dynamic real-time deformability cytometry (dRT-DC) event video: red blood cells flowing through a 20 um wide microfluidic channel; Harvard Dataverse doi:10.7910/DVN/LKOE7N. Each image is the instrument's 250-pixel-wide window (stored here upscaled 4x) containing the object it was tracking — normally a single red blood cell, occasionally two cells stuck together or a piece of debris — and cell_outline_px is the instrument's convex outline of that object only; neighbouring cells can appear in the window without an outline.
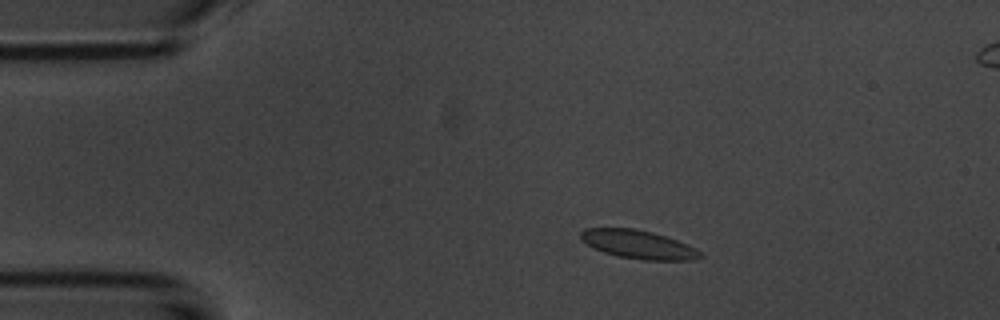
{"species": "common noctule bat (a hibernating species)", "species_latin": "Nyctalus noctula", "temperature_condition": "room temperature", "stored_images_in_passage": 46, "camera_frame_rate_fps": 3000, "um_per_image_px": 0.085, "animal": {"sex": "male", "body_mass_g": 20.1, "forearm_length_mm": 53.5}, "frame": {"image": 1, "passage_image": 1, "time_ms": 0.0, "image_size_px": [1000, 320], "cell_outline_px": [[704, 256], [692, 260], [644, 260], [620, 256], [604, 252], [580, 240], [580, 232], [584, 228], [636, 228], [652, 232], [688, 244], [696, 248]], "centroid_in_image_um": [54.26, 20.77], "position_along_channel_um": 30.7, "area_um2": 19.71}}
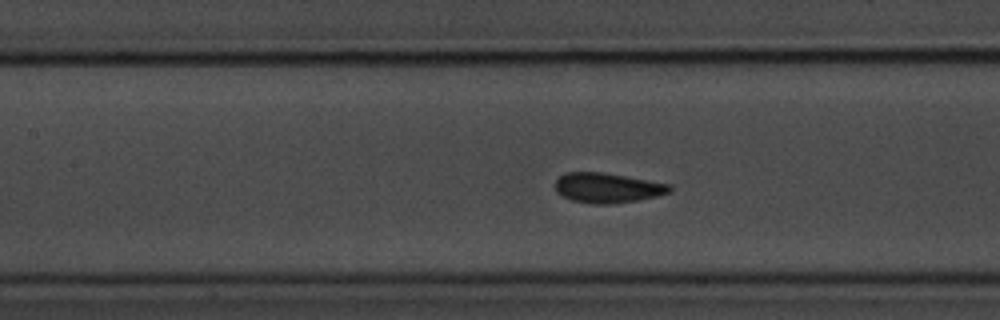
{"frame": {"image": 2, "passage_image": 15, "time_ms": 4.667, "image_size_px": [1000, 320], "cell_outline_px": [[672, 192], [656, 196], [636, 200], [612, 204], [588, 204], [572, 200], [556, 192], [556, 180], [560, 176], [568, 172], [604, 172], [672, 184]], "centroid_in_image_um": [51.66, 15.96], "position_along_channel_um": 155.7, "area_um2": 20.06}}
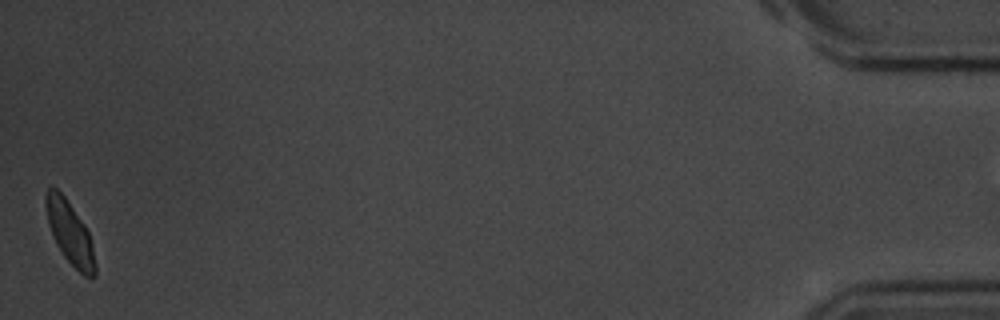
{"frame": {"image": 3, "passage_image": 45, "time_ms": 14.667, "image_size_px": [1000, 320], "cell_outline_px": [[96, 276], [92, 280], [84, 276], [64, 256], [56, 244], [48, 224], [44, 200], [44, 196], [48, 188], [52, 184], [64, 196], [84, 224], [88, 232], [96, 264]], "centroid_in_image_um": [5.92, 19.79], "position_along_channel_um": 429.3, "area_um2": 17.98}}